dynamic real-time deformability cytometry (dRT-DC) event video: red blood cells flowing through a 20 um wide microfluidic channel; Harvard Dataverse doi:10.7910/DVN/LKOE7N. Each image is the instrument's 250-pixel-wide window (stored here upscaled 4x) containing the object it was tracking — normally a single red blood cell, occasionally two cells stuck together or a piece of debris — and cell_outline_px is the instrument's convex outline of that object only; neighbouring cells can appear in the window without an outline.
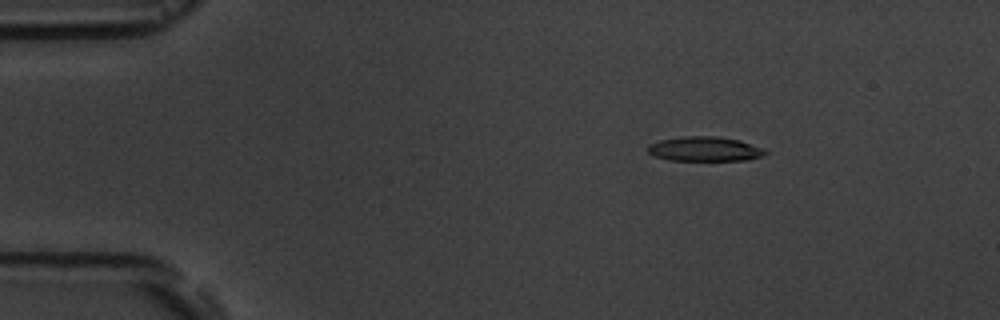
{"species": "common noctule bat (a hibernating species)", "species_latin": "Nyctalus noctula", "temperature_condition": "room temperature", "stored_images_in_passage": 6, "camera_frame_rate_fps": 3000, "um_per_image_px": 0.085, "animal": {"sex": "male", "body_mass_g": 19.5, "forearm_length_mm": 54.6}, "frame": {"image": 1, "passage_image": 3, "time_ms": 2.333, "image_size_px": [1000, 320], "cell_outline_px": [[768, 152], [764, 156], [748, 160], [668, 160], [652, 156], [648, 152], [648, 144], [660, 140], [684, 136], [716, 136], [740, 140], [764, 148]], "centroid_in_image_um": [59.91, 12.66], "position_along_channel_um": 25.1, "area_um2": 16.99}}
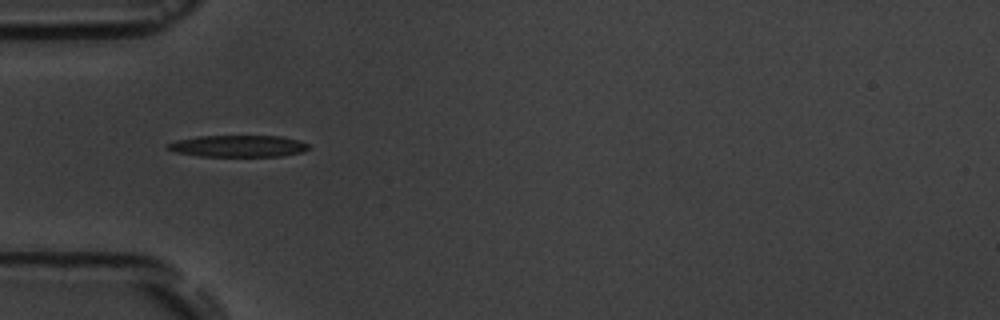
{"frame": {"image": 2, "passage_image": 5, "time_ms": 5.333, "image_size_px": [1000, 320], "cell_outline_px": [[312, 148], [304, 152], [280, 156], [200, 156], [176, 152], [164, 148], [164, 144], [176, 140], [196, 136], [280, 136], [300, 140], [308, 144]], "centroid_in_image_um": [20.24, 12.41], "position_along_channel_um": 64.8, "area_um2": 18.09}}
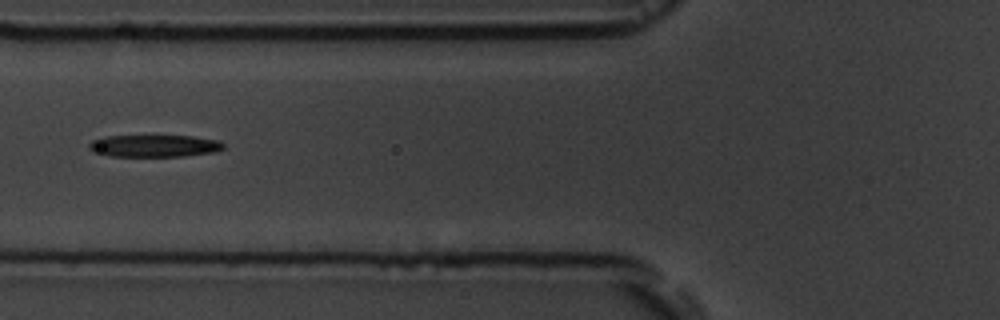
{"frame": {"image": 3, "passage_image": 6, "time_ms": 6.667, "image_size_px": [1000, 320], "cell_outline_px": [[224, 148], [216, 152], [184, 156], [112, 156], [92, 152], [88, 148], [88, 144], [92, 140], [104, 136], [192, 136], [220, 140], [224, 144]], "centroid_in_image_um": [13.12, 12.4], "position_along_channel_um": 112.7, "area_um2": 17.46}}